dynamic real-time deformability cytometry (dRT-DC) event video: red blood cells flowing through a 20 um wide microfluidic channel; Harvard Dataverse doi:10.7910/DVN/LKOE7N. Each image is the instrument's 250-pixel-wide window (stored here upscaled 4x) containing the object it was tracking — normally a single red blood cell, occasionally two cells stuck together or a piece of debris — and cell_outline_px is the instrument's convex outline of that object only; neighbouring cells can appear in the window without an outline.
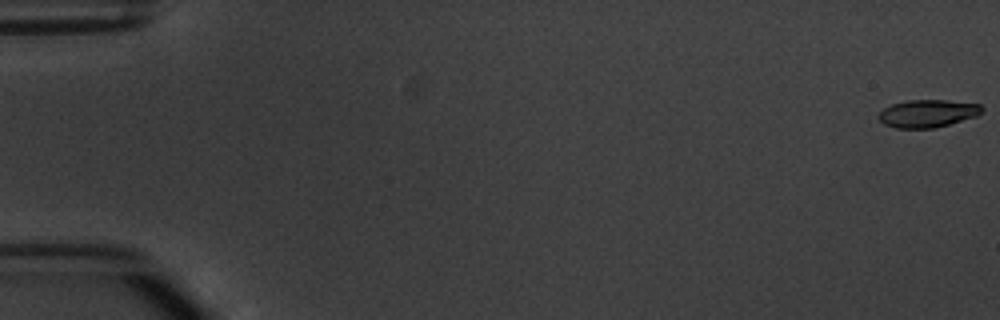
{"species": "common noctule bat (a hibernating species)", "species_latin": "Nyctalus noctula", "temperature_condition": "warm", "stored_images_in_passage": 6, "camera_frame_rate_fps": 3000, "um_per_image_px": 0.085, "animal": {"sex": "male", "body_mass_g": 20.1, "forearm_length_mm": 53.5}, "frame": {"image": 1, "passage_image": 1, "time_ms": 0.0, "image_size_px": [1000, 320], "cell_outline_px": [[984, 108], [976, 116], [948, 124], [932, 128], [896, 128], [884, 124], [876, 116], [884, 108], [892, 104], [908, 100], [948, 100], [980, 104]], "centroid_in_image_um": [78.82, 9.63], "position_along_channel_um": 6.2, "area_um2": 16.53}}
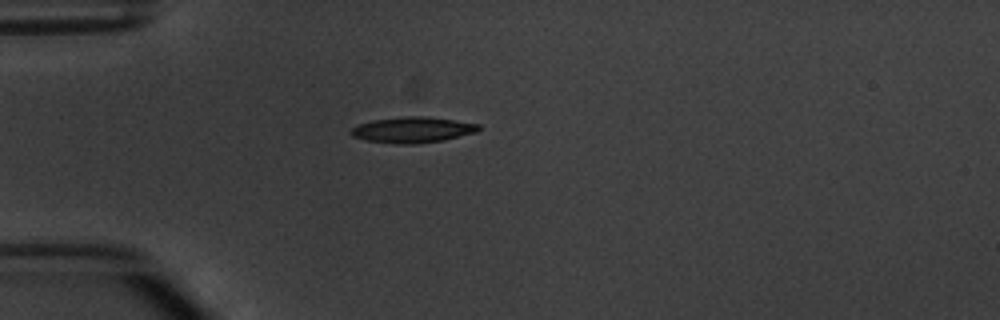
{"frame": {"image": 2, "passage_image": 5, "time_ms": 5.0, "image_size_px": [1000, 320], "cell_outline_px": [[480, 128], [476, 132], [444, 140], [416, 144], [396, 144], [364, 140], [352, 136], [348, 132], [352, 128], [360, 124], [372, 120], [404, 116], [428, 116], [480, 124]], "centroid_in_image_um": [35.05, 11.04], "position_along_channel_um": 50.0, "area_um2": 19.31}}